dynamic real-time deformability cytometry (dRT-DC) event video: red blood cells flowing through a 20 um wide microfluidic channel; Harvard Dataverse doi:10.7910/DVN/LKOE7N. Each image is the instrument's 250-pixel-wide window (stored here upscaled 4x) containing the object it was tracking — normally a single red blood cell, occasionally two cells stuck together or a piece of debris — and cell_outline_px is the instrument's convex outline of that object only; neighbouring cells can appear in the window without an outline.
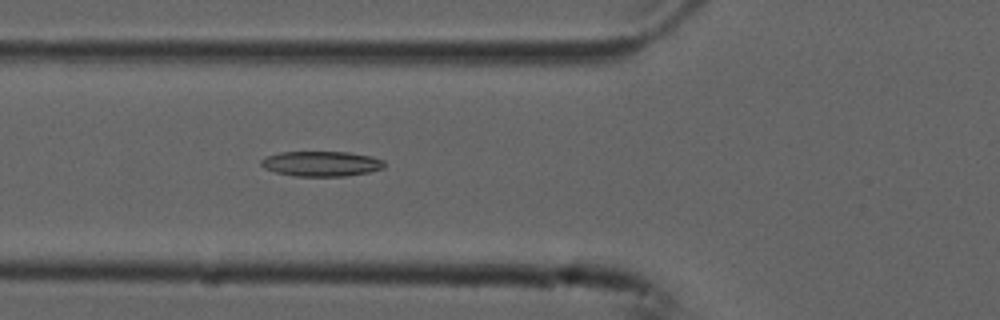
{"species": "common noctule bat (a hibernating species)", "species_latin": "Nyctalus noctula", "temperature_condition": "cold", "stored_images_in_passage": 46, "camera_frame_rate_fps": 3000, "um_per_image_px": 0.085, "animal": {"sex": "male", "forearm_length_mm": 52.5}, "frame": {"image": 1, "passage_image": 15, "time_ms": 4.667, "image_size_px": [1000, 320], "cell_outline_px": [[384, 168], [368, 172], [344, 176], [296, 176], [276, 172], [264, 168], [260, 164], [260, 160], [268, 156], [280, 152], [348, 152], [372, 156], [384, 160]], "centroid_in_image_um": [27.32, 13.91], "position_along_channel_um": 98.5, "area_um2": 17.98}}
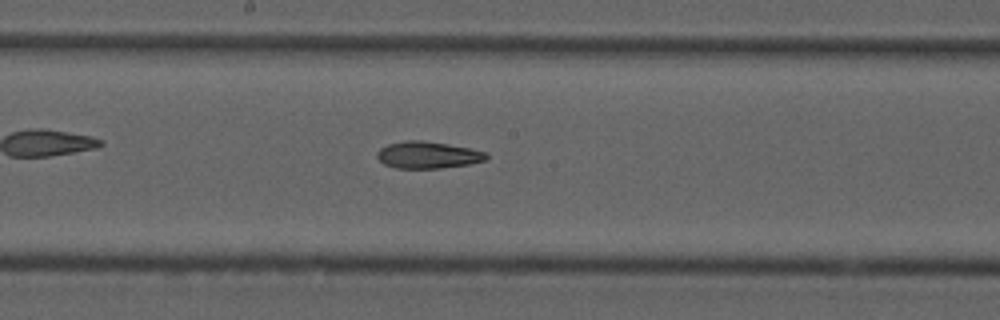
{"frame": {"image": 2, "passage_image": 24, "time_ms": 7.667, "image_size_px": [1000, 320], "cell_outline_px": [[488, 160], [468, 164], [440, 168], [396, 168], [384, 164], [376, 156], [376, 152], [380, 148], [388, 144], [404, 140], [420, 140], [448, 144], [488, 152]], "centroid_in_image_um": [36.36, 13.17], "position_along_channel_um": 211.8, "area_um2": 17.17}}
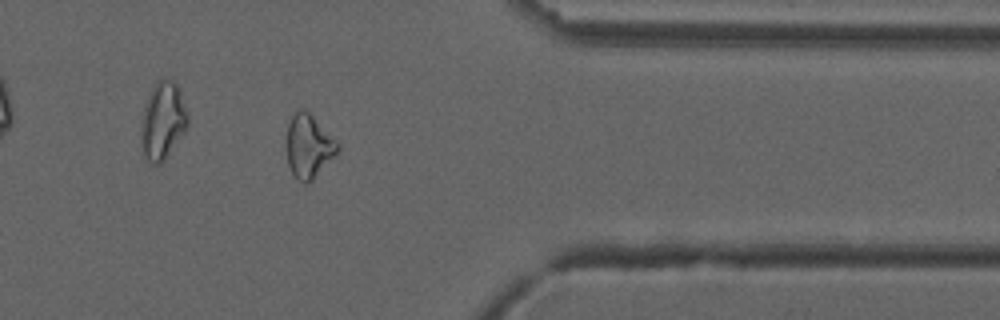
{"frame": {"image": 3, "passage_image": 39, "time_ms": 12.667, "image_size_px": [1000, 320], "cell_outline_px": [[340, 148], [312, 180], [308, 184], [304, 184], [292, 172], [288, 164], [288, 120], [296, 108], [304, 108], [340, 144]], "centroid_in_image_um": [26.23, 12.39], "position_along_channel_um": 385.2, "area_um2": 18.44}}